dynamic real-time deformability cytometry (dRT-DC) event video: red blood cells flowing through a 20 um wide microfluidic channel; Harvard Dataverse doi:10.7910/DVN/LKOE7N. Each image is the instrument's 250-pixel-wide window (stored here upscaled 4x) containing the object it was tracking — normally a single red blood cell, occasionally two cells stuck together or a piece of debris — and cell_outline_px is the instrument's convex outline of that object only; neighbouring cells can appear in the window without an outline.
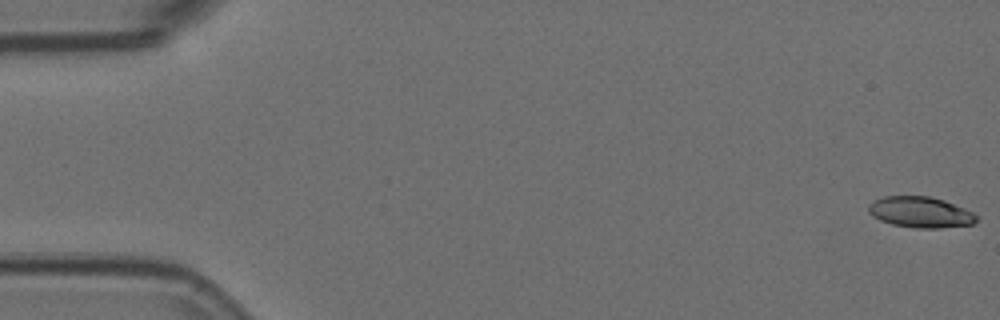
{"species": "Egyptian fruit bat (a non-hibernating species)", "species_latin": "Rousettus aegyptiacus", "temperature_condition": "room temperature", "stored_images_in_passage": 55, "camera_frame_rate_fps": 3000, "um_per_image_px": 0.085, "animal": {"sex": "female"}, "frame": {"image": 1, "passage_image": 1, "time_ms": 0.0, "image_size_px": [1000, 320], "cell_outline_px": [[980, 216], [972, 224], [940, 228], [916, 228], [892, 224], [880, 220], [872, 216], [868, 212], [868, 204], [872, 200], [884, 196], [932, 196], [944, 200], [964, 208]], "centroid_in_image_um": [78.21, 18.03], "position_along_channel_um": 6.8, "area_um2": 19.59}}
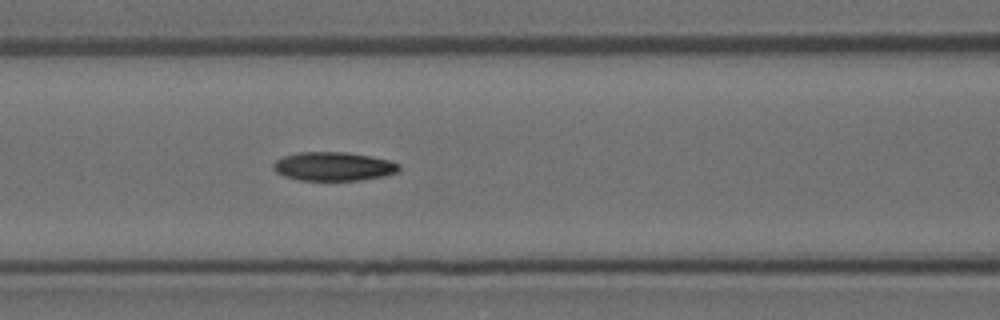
{"frame": {"image": 2, "passage_image": 24, "time_ms": 7.667, "image_size_px": [1000, 320], "cell_outline_px": [[400, 168], [396, 172], [384, 176], [360, 180], [300, 180], [284, 176], [276, 172], [272, 168], [272, 164], [276, 160], [284, 156], [300, 152], [348, 152], [388, 160], [400, 164]], "centroid_in_image_um": [28.32, 14.14], "position_along_channel_um": 138.3, "area_um2": 20.98}}
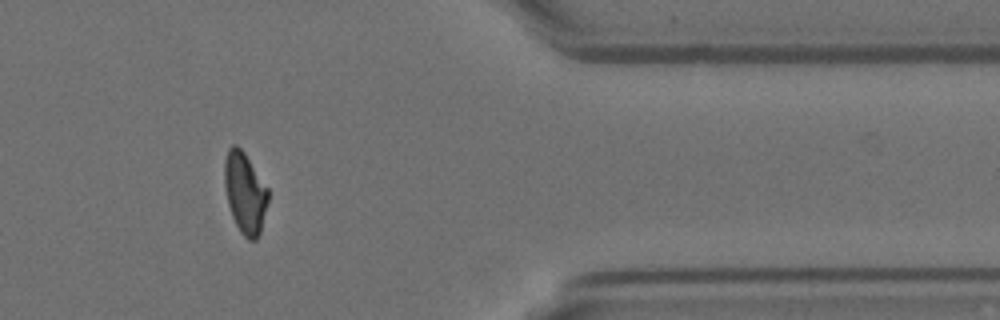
{"frame": {"image": 3, "passage_image": 47, "time_ms": 15.333, "image_size_px": [1000, 320], "cell_outline_px": [[268, 200], [260, 232], [256, 240], [248, 240], [240, 232], [232, 216], [228, 204], [224, 184], [224, 160], [228, 148], [232, 144], [236, 144], [244, 152], [268, 188]], "centroid_in_image_um": [20.8, 16.37], "position_along_channel_um": 390.6, "area_um2": 20.58}}